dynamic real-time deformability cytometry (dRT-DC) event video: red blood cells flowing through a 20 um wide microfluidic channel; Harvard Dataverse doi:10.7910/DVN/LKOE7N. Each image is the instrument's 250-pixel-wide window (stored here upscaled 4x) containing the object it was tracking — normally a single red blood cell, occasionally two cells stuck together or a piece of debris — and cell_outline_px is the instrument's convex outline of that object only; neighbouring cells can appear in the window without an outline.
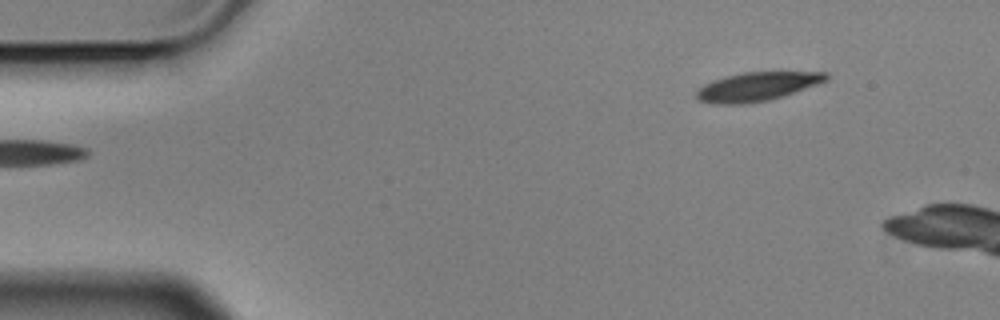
{"species": "Egyptian fruit bat (a non-hibernating species)", "species_latin": "Rousettus aegyptiacus", "temperature_condition": "cold", "stored_images_in_passage": 2, "camera_frame_rate_fps": 3000, "um_per_image_px": 0.085, "animal": {"sex": "male"}, "frame": {"image": 1, "passage_image": 2, "time_ms": 0.333, "image_size_px": [1000, 320], "cell_outline_px": [[828, 80], [820, 84], [768, 100], [744, 104], [712, 104], [696, 100], [696, 92], [704, 84], [712, 80], [724, 76], [744, 72], [828, 72]], "centroid_in_image_um": [64.33, 7.36], "position_along_channel_um": 20.7, "area_um2": 21.85}}